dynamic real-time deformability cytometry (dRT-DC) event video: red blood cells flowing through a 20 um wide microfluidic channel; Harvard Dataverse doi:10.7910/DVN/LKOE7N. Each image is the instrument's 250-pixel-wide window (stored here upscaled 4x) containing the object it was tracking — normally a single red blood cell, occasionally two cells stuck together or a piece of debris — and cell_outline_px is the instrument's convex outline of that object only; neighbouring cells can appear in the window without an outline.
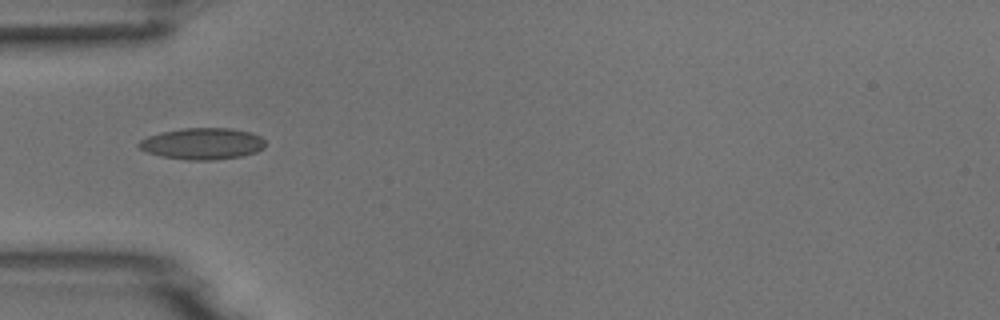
{"species": "common noctule bat (a hibernating species)", "species_latin": "Nyctalus noctula", "temperature_condition": "room temperature", "stored_images_in_passage": 34, "camera_frame_rate_fps": 3000, "um_per_image_px": 0.085, "animal": {"sex": "male", "body_mass_g": 18.8}, "frame": {"image": 1, "passage_image": 1, "time_ms": 0.0, "image_size_px": [1000, 320], "cell_outline_px": [[264, 148], [256, 152], [240, 156], [216, 160], [188, 160], [160, 156], [148, 152], [140, 148], [136, 144], [140, 140], [148, 136], [160, 132], [184, 128], [232, 128], [252, 132], [260, 136], [264, 140]], "centroid_in_image_um": [17.21, 12.21], "position_along_channel_um": 67.8, "area_um2": 23.29}}
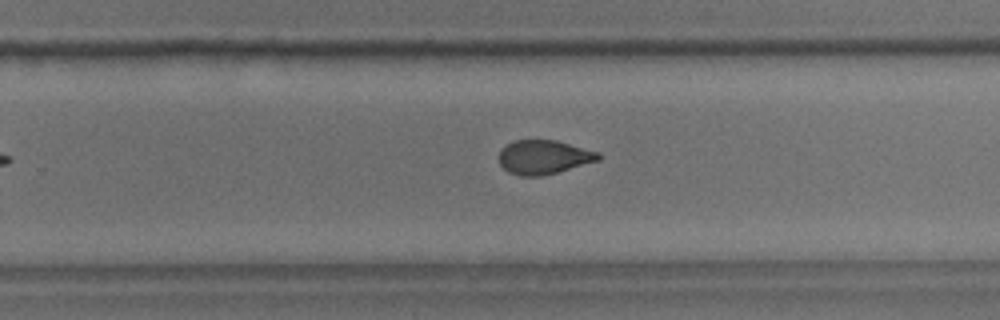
{"frame": {"image": 2, "passage_image": 18, "time_ms": 5.667, "image_size_px": [1000, 320], "cell_outline_px": [[600, 160], [556, 172], [540, 176], [520, 176], [508, 172], [500, 164], [500, 148], [516, 140], [556, 140], [600, 152]], "centroid_in_image_um": [46.22, 13.35], "position_along_channel_um": 283.6, "area_um2": 19.59}}
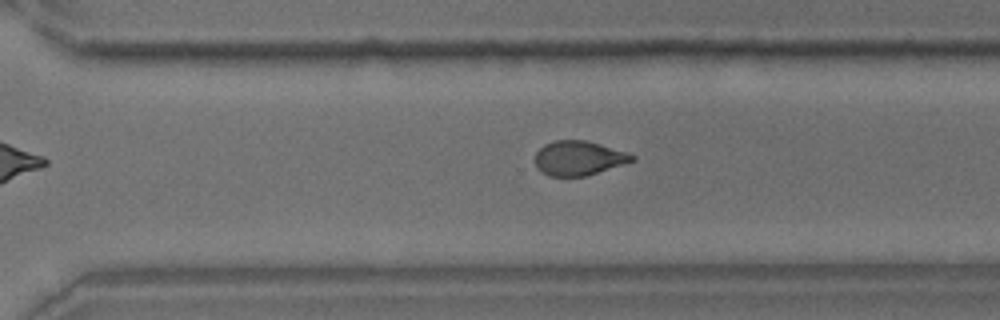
{"frame": {"image": 3, "passage_image": 21, "time_ms": 6.667, "image_size_px": [1000, 320], "cell_outline_px": [[636, 160], [584, 176], [548, 176], [540, 172], [536, 168], [536, 152], [544, 144], [556, 140], [584, 140], [600, 144], [636, 156]], "centroid_in_image_um": [49.14, 13.44], "position_along_channel_um": 321.5, "area_um2": 19.25}}